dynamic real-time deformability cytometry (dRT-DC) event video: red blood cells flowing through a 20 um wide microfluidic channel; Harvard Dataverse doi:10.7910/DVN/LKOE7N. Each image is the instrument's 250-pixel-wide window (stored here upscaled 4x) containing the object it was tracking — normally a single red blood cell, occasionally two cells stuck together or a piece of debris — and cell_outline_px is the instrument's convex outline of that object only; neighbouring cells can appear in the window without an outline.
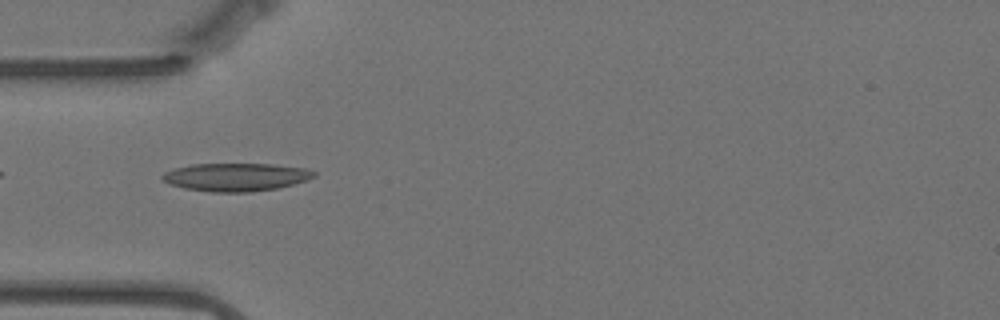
{"species": "Egyptian fruit bat (a non-hibernating species)", "species_latin": "Rousettus aegyptiacus", "temperature_condition": "warm", "stored_images_in_passage": 41, "camera_frame_rate_fps": 3000, "um_per_image_px": 0.085, "animal": {"sex": "female"}, "frame": {"image": 1, "passage_image": 1, "time_ms": 0.0, "image_size_px": [1000, 320], "cell_outline_px": [[316, 176], [308, 180], [276, 188], [252, 192], [212, 192], [184, 188], [168, 184], [160, 180], [160, 176], [164, 172], [172, 168], [192, 164], [272, 164], [304, 168], [316, 172]], "centroid_in_image_um": [19.99, 15.05], "position_along_channel_um": 65.0, "area_um2": 24.97}}
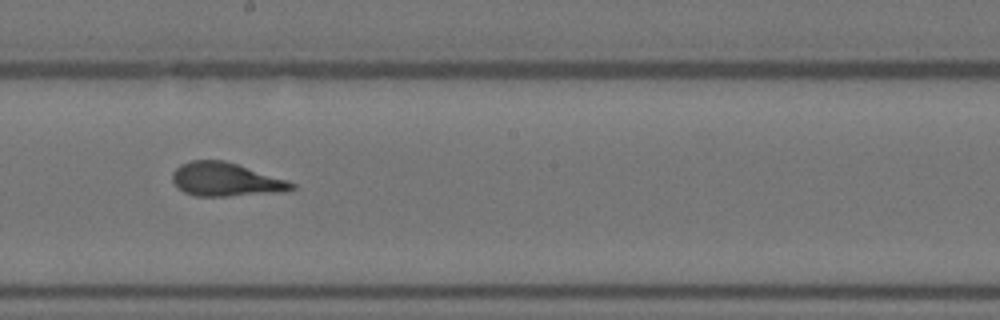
{"frame": {"image": 2, "passage_image": 15, "time_ms": 4.667, "image_size_px": [1000, 320], "cell_outline_px": [[296, 188], [284, 192], [228, 196], [196, 196], [184, 192], [172, 180], [172, 172], [180, 164], [192, 160], [224, 160], [288, 180], [296, 184]], "centroid_in_image_um": [19.21, 15.26], "position_along_channel_um": 229.0, "area_um2": 23.35}}
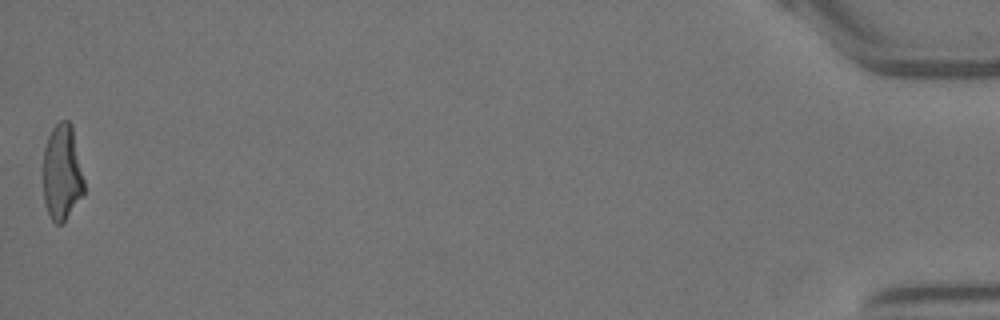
{"frame": {"image": 3, "passage_image": 41, "time_ms": 13.333, "image_size_px": [1000, 320], "cell_outline_px": [[84, 192], [64, 220], [60, 224], [56, 224], [52, 220], [48, 212], [44, 200], [44, 148], [48, 136], [52, 128], [60, 120], [68, 120], [72, 124], [84, 180]], "centroid_in_image_um": [5.27, 14.61], "position_along_channel_um": 429.9, "area_um2": 22.54}, "authors_computed_cell_mechanics": {"area_um2": 23.2934, "velocity_mm_per_s": 3.4883, "shape_relaxation_time_tau1_ms": 3.4892, "shape_relaxation_time_tau2_ms": 0.7909, "deformation_change_tau1": 0.1594, "deformation_change_tau2": 0.086}}